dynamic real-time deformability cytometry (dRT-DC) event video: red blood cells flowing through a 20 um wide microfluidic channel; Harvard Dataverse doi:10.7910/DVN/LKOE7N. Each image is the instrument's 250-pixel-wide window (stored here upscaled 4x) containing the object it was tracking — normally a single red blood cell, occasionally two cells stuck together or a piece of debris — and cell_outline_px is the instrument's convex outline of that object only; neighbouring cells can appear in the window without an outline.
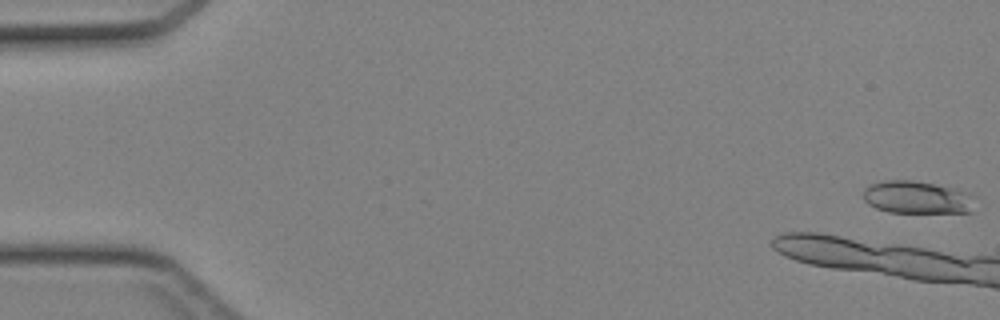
{"species": "Egyptian fruit bat (a non-hibernating species)", "species_latin": "Rousettus aegyptiacus", "temperature_condition": "cold", "stored_images_in_passage": 12, "camera_frame_rate_fps": 3000, "um_per_image_px": 0.085, "animal": {"sex": "female"}, "frame": {"image": 1, "passage_image": 1, "time_ms": 0.0, "image_size_px": [1000, 320], "cell_outline_px": [[976, 196], [972, 212], [888, 212], [876, 208], [868, 204], [864, 200], [864, 188], [872, 184], [884, 180], [912, 180], [956, 188], [972, 192]], "centroid_in_image_um": [78.01, 16.77], "position_along_channel_um": 7.0, "area_um2": 21.5}}